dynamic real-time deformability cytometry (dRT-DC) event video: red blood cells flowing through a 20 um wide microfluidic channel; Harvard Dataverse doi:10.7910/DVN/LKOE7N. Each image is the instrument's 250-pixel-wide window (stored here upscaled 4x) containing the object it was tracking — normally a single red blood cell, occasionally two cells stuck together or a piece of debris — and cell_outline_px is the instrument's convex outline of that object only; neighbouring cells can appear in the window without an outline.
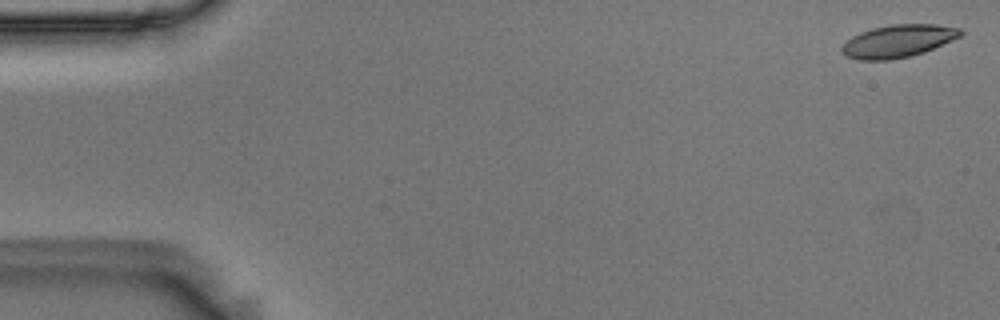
{"species": "Egyptian fruit bat (a non-hibernating species)", "species_latin": "Rousettus aegyptiacus", "temperature_condition": "room temperature", "stored_images_in_passage": 55, "camera_frame_rate_fps": 3000, "um_per_image_px": 0.085, "animal": {"sex": "male"}, "frame": {"image": 1, "passage_image": 1, "time_ms": 0.0, "image_size_px": [1000, 320], "cell_outline_px": [[964, 32], [960, 36], [952, 40], [924, 52], [912, 56], [888, 60], [860, 60], [844, 56], [840, 52], [840, 48], [852, 36], [860, 32], [872, 28], [892, 24], [936, 24], [960, 28]], "centroid_in_image_um": [76.31, 3.49], "position_along_channel_um": 8.7, "area_um2": 22.66}}
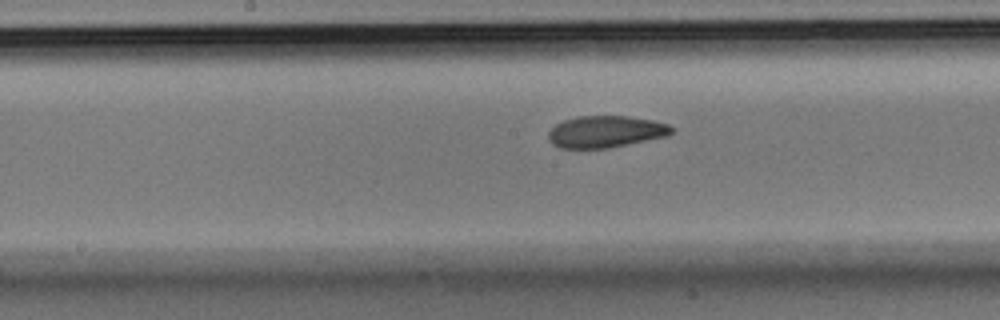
{"frame": {"image": 2, "passage_image": 28, "time_ms": 9.0, "image_size_px": [1000, 320], "cell_outline_px": [[676, 128], [668, 136], [608, 148], [560, 148], [552, 144], [548, 140], [548, 132], [556, 124], [564, 120], [580, 116], [628, 116], [652, 120], [668, 124]], "centroid_in_image_um": [51.49, 11.19], "position_along_channel_um": 196.7, "area_um2": 22.89}}
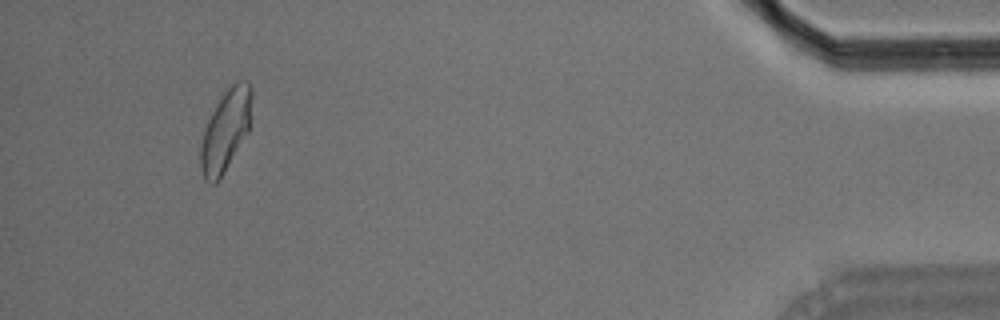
{"frame": {"image": 3, "passage_image": 52, "time_ms": 17.0, "image_size_px": [1000, 320], "cell_outline_px": [[252, 96], [248, 132], [216, 184], [208, 184], [204, 180], [200, 168], [200, 144], [204, 128], [216, 104], [224, 92], [232, 84], [240, 80], [248, 80], [252, 88]], "centroid_in_image_um": [19.16, 11.09], "position_along_channel_um": 416.0, "area_um2": 24.22}, "authors_computed_cell_mechanics": {"area_um2": 23.3512, "velocity_mm_per_s": 3.5893, "shape_relaxation_time_tau1_ms": 10.8416, "shape_relaxation_time_tau2_ms": 3.6169, "deformation_change_tau1": 0.2143, "deformation_change_tau2": 0.0982}}